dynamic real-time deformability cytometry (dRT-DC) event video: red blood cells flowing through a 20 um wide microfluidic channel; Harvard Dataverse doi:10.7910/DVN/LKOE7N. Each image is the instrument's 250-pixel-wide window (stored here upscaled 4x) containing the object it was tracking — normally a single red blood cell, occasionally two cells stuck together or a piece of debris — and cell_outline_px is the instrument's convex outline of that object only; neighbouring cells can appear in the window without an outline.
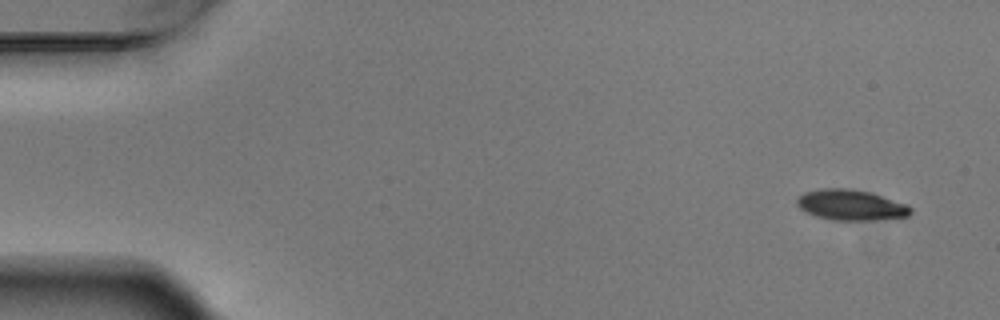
{"species": "Egyptian fruit bat (a non-hibernating species)", "species_latin": "Rousettus aegyptiacus", "temperature_condition": "warm", "stored_images_in_passage": 3, "camera_frame_rate_fps": 3000, "um_per_image_px": 0.085, "animal": {"sex": "male"}, "frame": {"image": 1, "passage_image": 1, "time_ms": 0.0, "image_size_px": [1000, 320], "cell_outline_px": [[912, 212], [908, 216], [876, 220], [832, 220], [816, 216], [800, 208], [796, 204], [796, 200], [804, 192], [820, 188], [852, 188], [872, 192], [908, 204], [912, 208]], "centroid_in_image_um": [72.36, 17.41], "position_along_channel_um": 12.6, "area_um2": 20.52}}
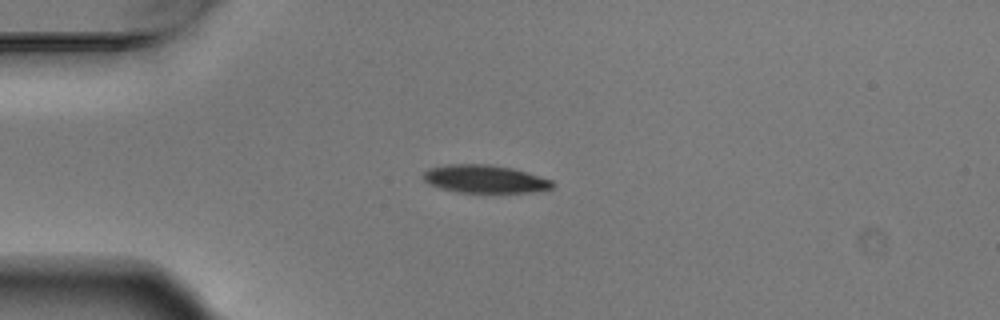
{"frame": {"image": 2, "passage_image": 3, "time_ms": 0.667, "image_size_px": [1000, 320], "cell_outline_px": [[556, 184], [552, 188], [532, 192], [460, 192], [428, 184], [424, 180], [424, 172], [428, 168], [448, 164], [488, 164], [512, 168], [552, 180]], "centroid_in_image_um": [41.22, 15.2], "position_along_channel_um": 43.8, "area_um2": 20.81}}